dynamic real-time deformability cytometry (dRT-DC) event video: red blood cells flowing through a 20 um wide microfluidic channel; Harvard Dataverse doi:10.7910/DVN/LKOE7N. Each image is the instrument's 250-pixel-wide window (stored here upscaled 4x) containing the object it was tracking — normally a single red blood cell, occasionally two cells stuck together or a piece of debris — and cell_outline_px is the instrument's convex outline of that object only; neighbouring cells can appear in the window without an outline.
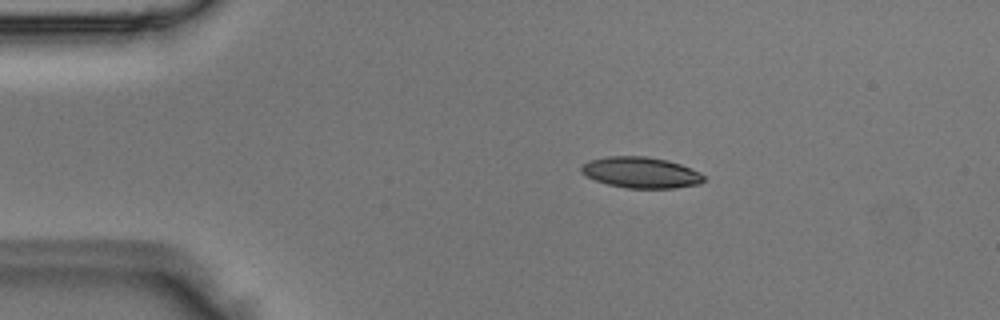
{"species": "Egyptian fruit bat (a non-hibernating species)", "species_latin": "Rousettus aegyptiacus", "temperature_condition": "room temperature", "stored_images_in_passage": 5, "camera_frame_rate_fps": 3000, "um_per_image_px": 0.085, "animal": {"sex": "male"}, "frame": {"image": 1, "passage_image": 1, "time_ms": 0.0, "image_size_px": [1000, 320], "cell_outline_px": [[704, 180], [700, 184], [676, 188], [628, 188], [608, 184], [596, 180], [580, 172], [580, 164], [588, 160], [608, 156], [644, 156], [668, 160], [692, 168], [700, 172], [704, 176]], "centroid_in_image_um": [54.47, 14.65], "position_along_channel_um": 30.5, "area_um2": 22.25}}
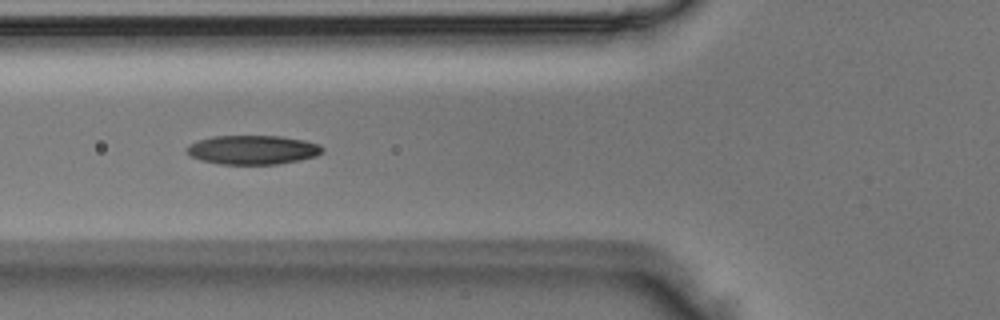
{"frame": {"image": 2, "passage_image": 3, "time_ms": 0.667, "image_size_px": [1000, 320], "cell_outline_px": [[324, 152], [316, 156], [300, 160], [276, 164], [220, 164], [200, 160], [192, 156], [184, 148], [188, 144], [212, 136], [280, 136], [304, 140], [320, 144], [324, 148]], "centroid_in_image_um": [21.5, 12.73], "position_along_channel_um": 104.3, "area_um2": 23.06}}
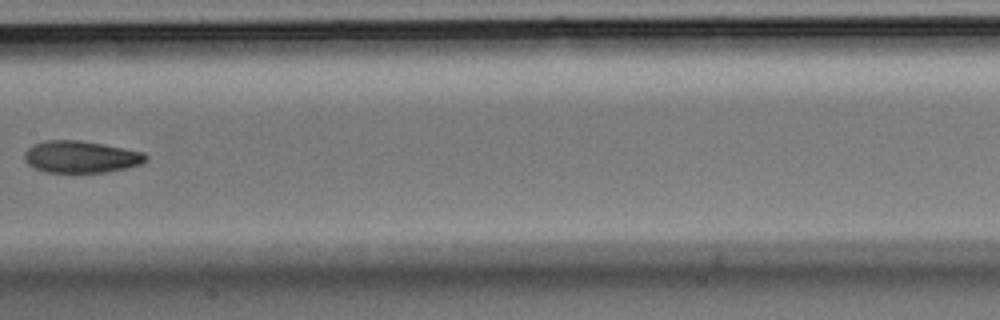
{"frame": {"image": 3, "passage_image": 5, "time_ms": 1.333, "image_size_px": [1000, 320], "cell_outline_px": [[148, 160], [140, 164], [128, 168], [104, 172], [44, 172], [28, 164], [24, 160], [24, 152], [32, 144], [44, 140], [80, 140], [104, 144], [144, 152], [148, 156]], "centroid_in_image_um": [6.87, 13.32], "position_along_channel_um": 200.5, "area_um2": 22.77}}